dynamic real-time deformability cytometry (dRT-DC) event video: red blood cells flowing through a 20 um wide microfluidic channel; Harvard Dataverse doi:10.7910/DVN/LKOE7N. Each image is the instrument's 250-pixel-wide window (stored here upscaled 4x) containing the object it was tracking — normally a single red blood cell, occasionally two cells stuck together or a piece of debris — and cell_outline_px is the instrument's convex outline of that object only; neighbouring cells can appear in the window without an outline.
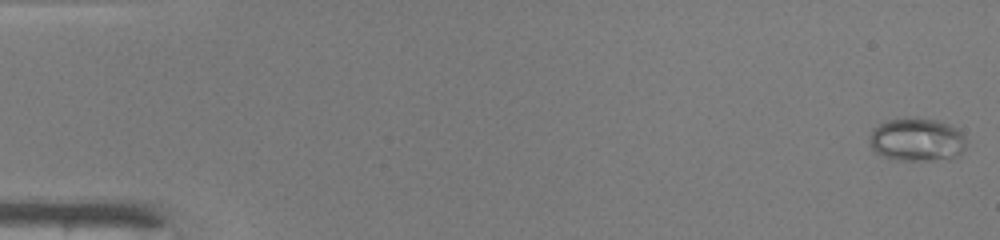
{"species": "common noctule bat (a hibernating species)", "species_latin": "Nyctalus noctula", "temperature_condition": "warm", "stored_images_in_passage": 48, "camera_frame_rate_fps": 3000, "um_per_image_px": 0.085, "animal": {"sex": "male", "body_mass_g": 19.0, "forearm_length_mm": 50.8}, "frame": {"image": 1, "passage_image": 1, "time_ms": 0.0, "image_size_px": [1000, 240], "cell_outline_px": [[968, 140], [964, 152], [948, 160], [896, 160], [884, 156], [876, 152], [872, 148], [868, 140], [868, 136], [872, 128], [888, 120], [912, 116], [916, 116], [940, 120], [956, 128]], "centroid_in_image_um": [77.96, 11.86], "position_along_channel_um": 7.0, "area_um2": 25.09}}
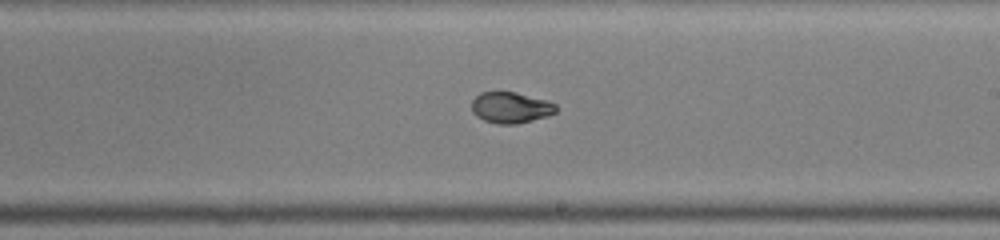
{"frame": {"image": 2, "passage_image": 29, "time_ms": 9.333, "image_size_px": [1000, 240], "cell_outline_px": [[556, 112], [548, 116], [516, 124], [496, 124], [484, 120], [476, 116], [472, 112], [472, 100], [480, 92], [516, 92], [544, 100], [556, 104]], "centroid_in_image_um": [43.38, 9.15], "position_along_channel_um": 245.6, "area_um2": 15.2}}
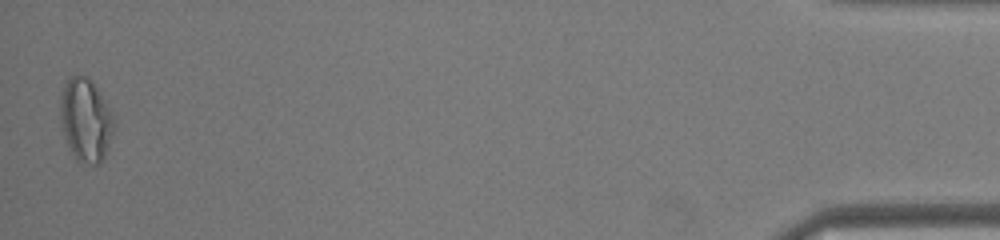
{"frame": {"image": 3, "passage_image": 48, "time_ms": 15.667, "image_size_px": [1000, 240], "cell_outline_px": [[116, 124], [104, 160], [100, 164], [80, 164], [76, 160], [68, 144], [64, 132], [60, 112], [60, 96], [64, 84], [68, 76], [84, 76], [92, 80], [100, 92], [116, 120]], "centroid_in_image_um": [7.32, 10.21], "position_along_channel_um": 427.9, "area_um2": 26.24}}